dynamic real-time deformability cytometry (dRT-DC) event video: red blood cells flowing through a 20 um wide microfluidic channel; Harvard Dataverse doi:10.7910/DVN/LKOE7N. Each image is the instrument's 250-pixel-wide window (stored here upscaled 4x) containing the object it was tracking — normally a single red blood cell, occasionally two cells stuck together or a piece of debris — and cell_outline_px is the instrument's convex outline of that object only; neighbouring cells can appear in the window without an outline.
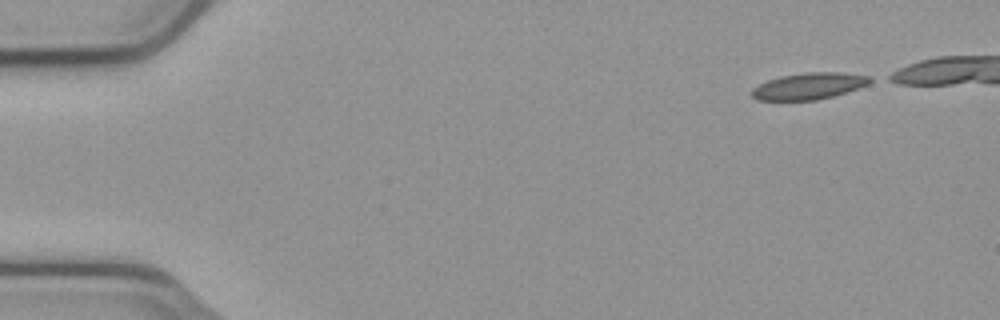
{"species": "common noctule bat (a hibernating species)", "species_latin": "Nyctalus noctula", "temperature_condition": "cold", "stored_images_in_passage": 9, "camera_frame_rate_fps": 3000, "um_per_image_px": 0.085, "animal": {"sex": "male", "body_mass_g": 23.1, "forearm_length_mm": 52.7}, "frame": {"image": 1, "passage_image": 1, "time_ms": 0.0, "image_size_px": [1000, 320], "cell_outline_px": [[876, 80], [868, 84], [832, 96], [816, 100], [756, 100], [752, 96], [752, 88], [768, 80], [780, 76], [804, 72], [840, 72], [872, 76]], "centroid_in_image_um": [68.78, 7.3], "position_along_channel_um": 16.2, "area_um2": 18.26}}